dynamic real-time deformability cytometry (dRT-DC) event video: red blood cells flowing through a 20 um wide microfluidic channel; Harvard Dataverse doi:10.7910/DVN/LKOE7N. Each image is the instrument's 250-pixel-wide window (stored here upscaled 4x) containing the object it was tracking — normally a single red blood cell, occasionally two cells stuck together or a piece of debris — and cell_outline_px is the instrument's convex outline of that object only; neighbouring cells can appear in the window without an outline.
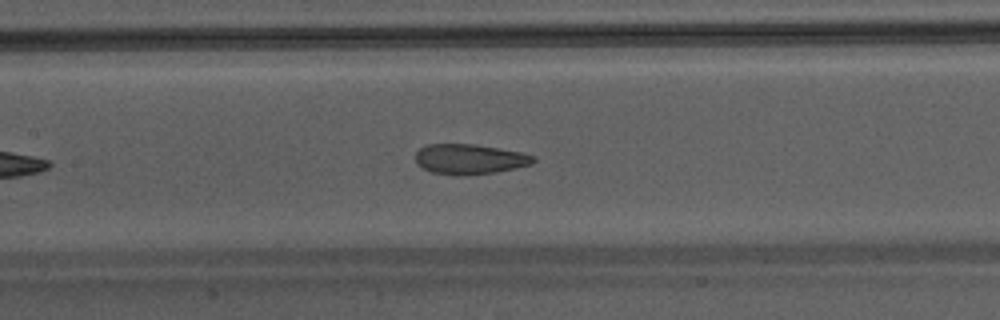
{"species": "Egyptian fruit bat (a non-hibernating species)", "species_latin": "Rousettus aegyptiacus", "temperature_condition": "warm", "stored_images_in_passage": 26, "camera_frame_rate_fps": 3000, "um_per_image_px": 0.085, "animal": {"sex": "male"}, "frame": {"image": 1, "passage_image": 12, "time_ms": 3.667, "image_size_px": [1000, 320], "cell_outline_px": [[536, 160], [532, 164], [516, 168], [496, 172], [464, 176], [456, 176], [432, 172], [416, 164], [416, 152], [420, 148], [428, 144], [472, 144], [520, 152], [536, 156]], "centroid_in_image_um": [39.92, 13.54], "position_along_channel_um": 167.5, "area_um2": 20.75}}